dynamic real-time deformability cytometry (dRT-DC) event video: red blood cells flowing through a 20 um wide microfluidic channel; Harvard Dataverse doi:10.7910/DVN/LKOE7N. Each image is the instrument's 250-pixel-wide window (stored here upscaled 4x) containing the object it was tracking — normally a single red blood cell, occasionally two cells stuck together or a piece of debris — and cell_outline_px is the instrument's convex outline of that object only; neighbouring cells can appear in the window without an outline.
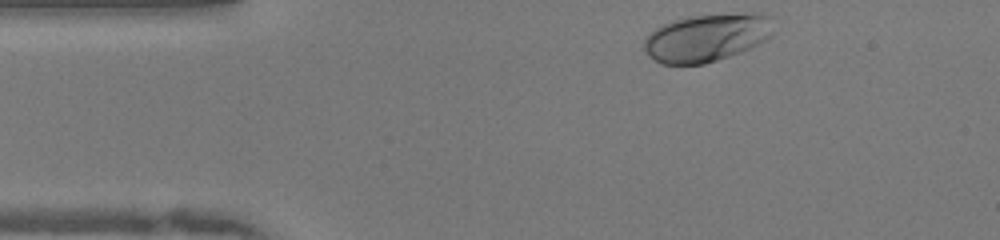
{"species": "human", "species_latin": "Homo sapiens", "temperature_condition": "warm", "stored_images_in_passage": 35, "camera_frame_rate_fps": 3000, "um_per_image_px": 0.085, "donor": {"sex": "female"}, "frame": {"image": 1, "passage_image": 1, "time_ms": 0.0, "image_size_px": [1000, 240], "cell_outline_px": [[776, 32], [772, 36], [740, 52], [704, 64], [664, 64], [648, 56], [644, 52], [644, 36], [648, 32], [672, 20], [688, 16], [744, 12], [760, 12], [768, 16]], "centroid_in_image_um": [60.07, 3.17], "position_along_channel_um": 24.9, "area_um2": 36.41}}
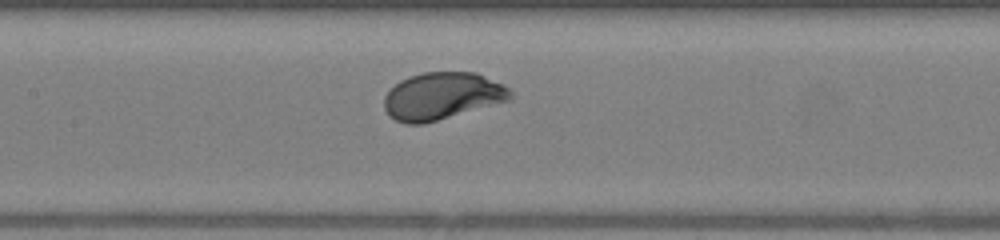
{"frame": {"image": 2, "passage_image": 16, "time_ms": 5.0, "image_size_px": [1000, 240], "cell_outline_px": [[516, 96], [512, 100], [424, 124], [404, 124], [388, 116], [384, 108], [384, 96], [400, 80], [408, 76], [424, 72], [476, 72], [508, 88]], "centroid_in_image_um": [37.58, 8.18], "position_along_channel_um": 169.8, "area_um2": 34.97}}
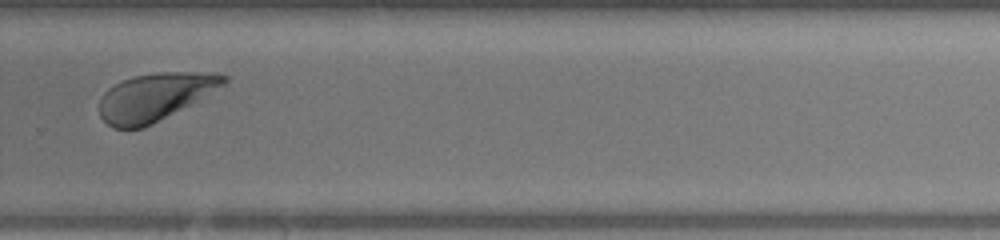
{"frame": {"image": 3, "passage_image": 27, "time_ms": 8.667, "image_size_px": [1000, 240], "cell_outline_px": [[228, 80], [224, 84], [152, 124], [144, 128], [112, 128], [100, 116], [100, 96], [108, 88], [132, 76], [156, 72], [216, 72], [228, 76]], "centroid_in_image_um": [13.12, 8.21], "position_along_channel_um": 316.7, "area_um2": 33.93}, "authors_computed_cell_mechanics": {"area_um2": 34.2754, "velocity_mm_per_s": 4.0127, "shape_relaxation_time_tau1_ms": 1.6485, "shape_relaxation_time_tau2_ms": null, "deformation_change_tau1": 0.1196, "deformation_change_tau2": null}}